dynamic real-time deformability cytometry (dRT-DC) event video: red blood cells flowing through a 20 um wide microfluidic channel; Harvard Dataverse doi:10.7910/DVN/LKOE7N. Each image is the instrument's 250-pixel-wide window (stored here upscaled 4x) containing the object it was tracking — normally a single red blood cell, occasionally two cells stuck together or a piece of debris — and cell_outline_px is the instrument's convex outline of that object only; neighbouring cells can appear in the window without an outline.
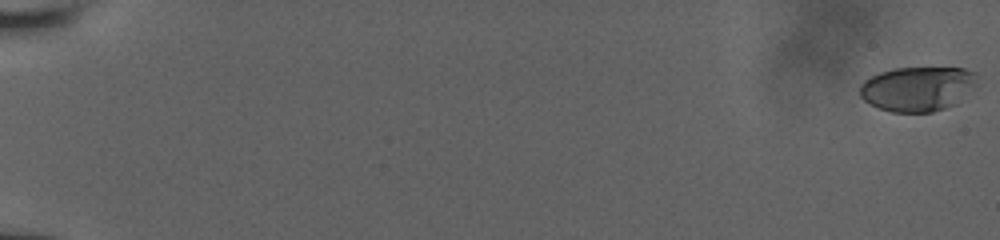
{"species": "human", "species_latin": "Homo sapiens", "temperature_condition": "room temperature", "stored_images_in_passage": 34, "camera_frame_rate_fps": 3000, "um_per_image_px": 0.085, "donor": {"sex": "male"}, "frame": {"image": 1, "passage_image": 1, "time_ms": 0.0, "image_size_px": [1000, 240], "cell_outline_px": [[976, 84], [956, 104], [932, 112], [892, 112], [880, 108], [864, 100], [860, 96], [860, 84], [864, 80], [880, 72], [896, 68], [964, 68], [976, 72]], "centroid_in_image_um": [77.99, 7.54], "position_along_channel_um": 7.0, "area_um2": 30.35}}
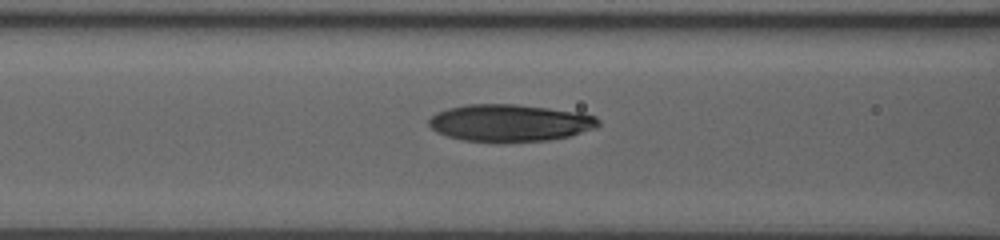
{"frame": {"image": 2, "passage_image": 30, "time_ms": 8.667, "image_size_px": [1000, 240], "cell_outline_px": [[600, 124], [596, 128], [568, 136], [548, 140], [500, 144], [464, 140], [448, 136], [436, 132], [428, 124], [428, 120], [436, 112], [448, 108], [468, 104], [516, 104], [580, 112], [596, 116], [600, 120]], "centroid_in_image_um": [43.34, 10.46], "position_along_channel_um": 123.3, "area_um2": 37.28}}
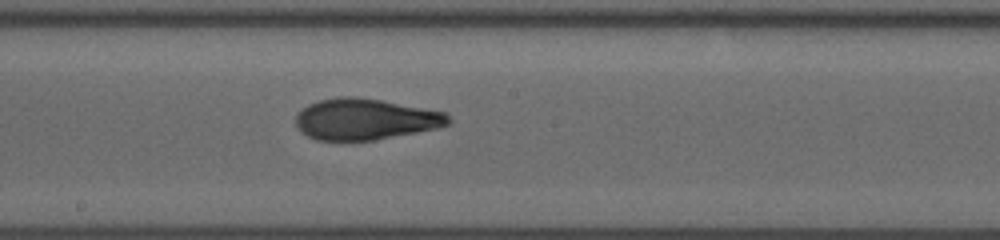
{"frame": {"image": 3, "passage_image": 34, "time_ms": 11.0, "image_size_px": [1000, 240], "cell_outline_px": [[452, 120], [448, 124], [440, 128], [372, 140], [316, 140], [300, 132], [296, 128], [296, 116], [308, 104], [320, 100], [340, 96], [352, 96], [380, 100], [444, 112]], "centroid_in_image_um": [31.03, 10.14], "position_along_channel_um": 217.2, "area_um2": 36.36}}